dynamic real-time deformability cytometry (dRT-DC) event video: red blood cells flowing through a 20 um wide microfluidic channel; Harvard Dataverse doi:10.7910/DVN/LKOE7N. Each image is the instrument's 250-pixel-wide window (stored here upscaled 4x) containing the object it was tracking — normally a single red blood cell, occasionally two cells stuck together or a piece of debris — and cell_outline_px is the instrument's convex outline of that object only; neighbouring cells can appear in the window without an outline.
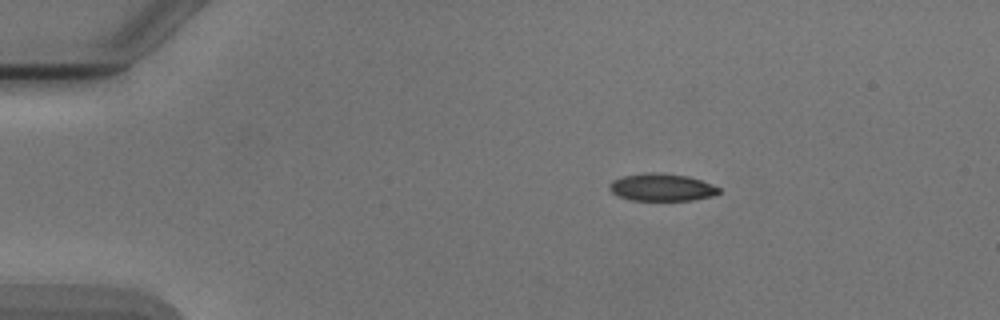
{"species": "Egyptian fruit bat (a non-hibernating species)", "species_latin": "Rousettus aegyptiacus", "temperature_condition": "cold", "stored_images_in_passage": 4, "segment_of_instrument_passage": [1, 2], "camera_frame_rate_fps": 3000, "um_per_image_px": 0.085, "animal": {"sex": "male"}, "frame": {"image": 1, "passage_image": 2, "time_ms": 1.333, "image_size_px": [1000, 320], "cell_outline_px": [[720, 192], [712, 196], [692, 200], [628, 200], [612, 192], [608, 188], [608, 184], [612, 180], [624, 176], [644, 172], [656, 172], [688, 176], [700, 180], [720, 188]], "centroid_in_image_um": [56.21, 15.92], "position_along_channel_um": 28.8, "area_um2": 17.46}}